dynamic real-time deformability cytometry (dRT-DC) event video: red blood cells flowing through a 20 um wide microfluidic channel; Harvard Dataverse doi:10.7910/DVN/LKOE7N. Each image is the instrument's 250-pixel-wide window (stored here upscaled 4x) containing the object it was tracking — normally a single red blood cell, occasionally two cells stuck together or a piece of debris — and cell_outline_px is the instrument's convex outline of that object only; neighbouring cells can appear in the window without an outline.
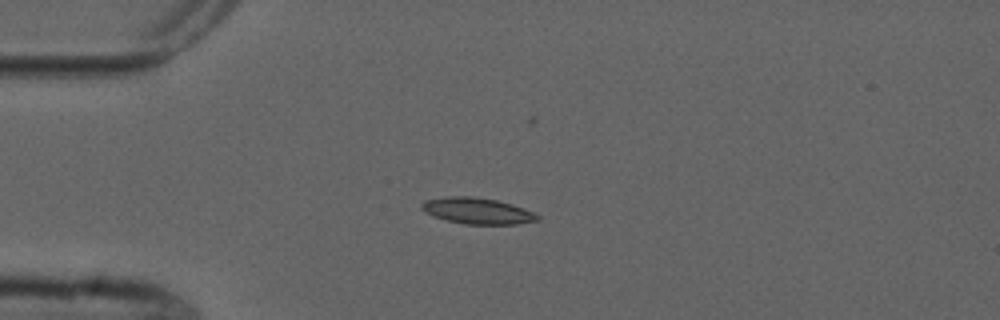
{"species": "common noctule bat (a hibernating species)", "species_latin": "Nyctalus noctula", "temperature_condition": "cold", "stored_images_in_passage": 9, "camera_frame_rate_fps": 3000, "um_per_image_px": 0.085, "animal": {"sex": "male", "forearm_length_mm": 52.5}, "frame": {"image": 1, "passage_image": 5, "time_ms": 5.667, "image_size_px": [1000, 320], "cell_outline_px": [[540, 220], [516, 224], [464, 224], [432, 216], [424, 212], [420, 208], [420, 204], [424, 200], [448, 196], [472, 196], [496, 200], [512, 204], [524, 208], [540, 216]], "centroid_in_image_um": [40.54, 17.92], "position_along_channel_um": 44.5, "area_um2": 17.74}}
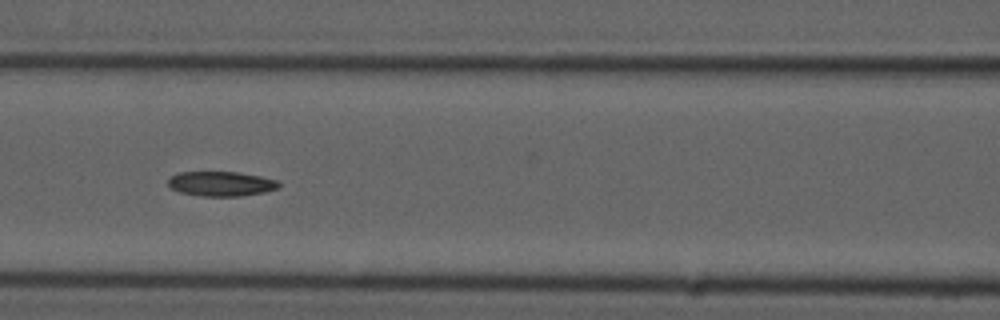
{"frame": {"image": 2, "passage_image": 8, "time_ms": 9.0, "image_size_px": [1000, 320], "cell_outline_px": [[280, 188], [264, 192], [240, 196], [200, 196], [180, 192], [172, 188], [168, 184], [168, 180], [172, 176], [180, 172], [236, 172], [260, 176], [276, 180], [280, 184]], "centroid_in_image_um": [18.81, 15.62], "position_along_channel_um": 147.8, "area_um2": 15.84}}
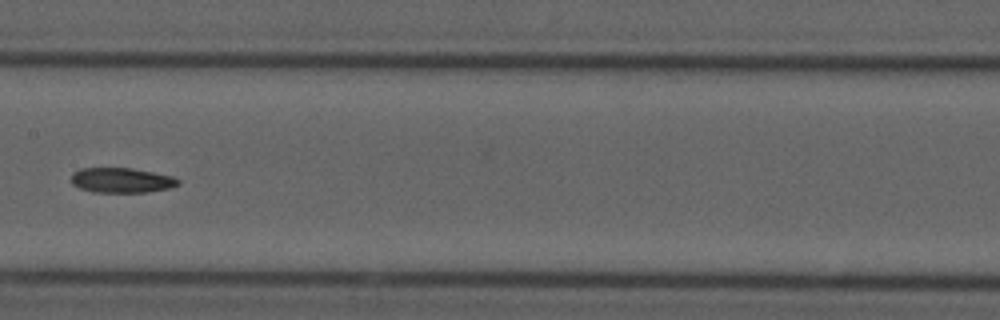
{"frame": {"image": 3, "passage_image": 9, "time_ms": 10.333, "image_size_px": [1000, 320], "cell_outline_px": [[180, 184], [168, 188], [144, 192], [92, 192], [80, 188], [72, 184], [72, 172], [80, 168], [132, 168], [172, 176], [180, 180]], "centroid_in_image_um": [10.31, 15.32], "position_along_channel_um": 197.1, "area_um2": 15.49}}